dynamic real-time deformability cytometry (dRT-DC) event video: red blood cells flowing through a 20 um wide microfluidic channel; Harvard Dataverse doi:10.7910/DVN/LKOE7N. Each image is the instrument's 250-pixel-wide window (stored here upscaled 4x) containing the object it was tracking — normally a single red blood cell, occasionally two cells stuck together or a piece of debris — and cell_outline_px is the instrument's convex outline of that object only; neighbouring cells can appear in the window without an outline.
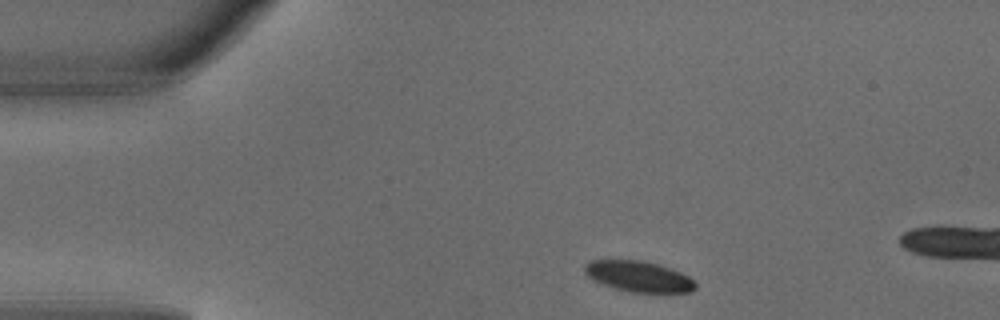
{"species": "common noctule bat (a hibernating species)", "species_latin": "Nyctalus noctula", "temperature_condition": "warm", "stored_images_in_passage": 3, "camera_frame_rate_fps": 3000, "um_per_image_px": 0.085, "animal": {"sex": "male", "body_mass_g": 18.8}, "frame": {"image": 1, "passage_image": 1, "time_ms": 0.0, "image_size_px": [1000, 320], "cell_outline_px": [[696, 288], [692, 292], [628, 292], [592, 280], [584, 272], [584, 264], [588, 260], [640, 260], [660, 264], [680, 272], [688, 276], [696, 284]], "centroid_in_image_um": [54.26, 23.48], "position_along_channel_um": 30.7, "area_um2": 19.88}}